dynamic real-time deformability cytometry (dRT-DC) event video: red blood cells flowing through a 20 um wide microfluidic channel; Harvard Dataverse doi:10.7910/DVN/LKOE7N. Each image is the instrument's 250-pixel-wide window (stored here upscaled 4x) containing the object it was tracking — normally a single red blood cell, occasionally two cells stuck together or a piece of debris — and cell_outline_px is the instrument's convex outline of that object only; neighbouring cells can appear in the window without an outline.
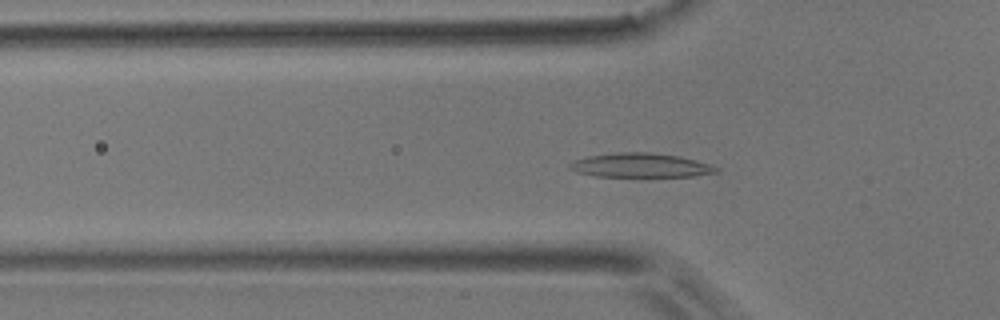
{"species": "common noctule bat (a hibernating species)", "species_latin": "Nyctalus noctula", "temperature_condition": "room temperature", "stored_images_in_passage": 50, "camera_frame_rate_fps": 3000, "um_per_image_px": 0.085, "animal": {"sex": "male", "body_mass_g": 17.9}, "frame": {"image": 1, "passage_image": 16, "time_ms": 5.0, "image_size_px": [1000, 320], "cell_outline_px": [[720, 172], [696, 176], [596, 176], [576, 172], [568, 168], [568, 164], [572, 160], [588, 156], [620, 152], [648, 152], [680, 156], [696, 160], [720, 168]], "centroid_in_image_um": [54.44, 14.05], "position_along_channel_um": 71.4, "area_um2": 20.69}}
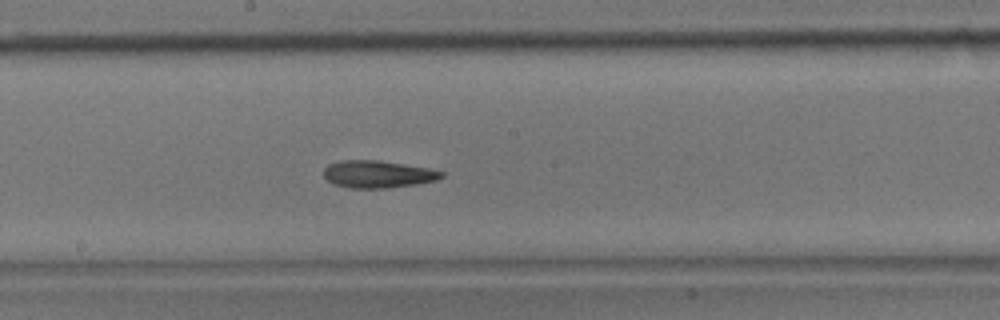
{"frame": {"image": 2, "passage_image": 27, "time_ms": 8.667, "image_size_px": [1000, 320], "cell_outline_px": [[444, 176], [436, 180], [416, 184], [388, 188], [348, 188], [332, 184], [324, 176], [324, 168], [328, 164], [340, 160], [376, 160], [404, 164], [428, 168], [444, 172]], "centroid_in_image_um": [32.08, 14.81], "position_along_channel_um": 216.1, "area_um2": 18.79}}
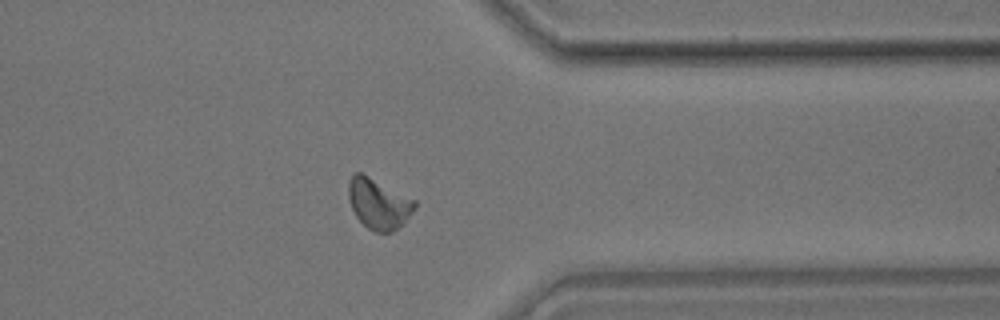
{"frame": {"image": 3, "passage_image": 40, "time_ms": 13.0, "image_size_px": [1000, 320], "cell_outline_px": [[416, 208], [392, 232], [376, 232], [368, 228], [356, 216], [352, 208], [348, 196], [348, 184], [352, 176], [356, 172], [360, 172], [416, 200]], "centroid_in_image_um": [32.17, 17.3], "position_along_channel_um": 379.2, "area_um2": 19.02}, "authors_computed_cell_mechanics": {"area_um2": 18.8428, "velocity_mm_per_s": 3.9406, "shape_relaxation_time_tau1_ms": 5.5005, "shape_relaxation_time_tau2_ms": 3.5406, "deformation_change_tau1": 0.1535, "deformation_change_tau2": 0.0907}}